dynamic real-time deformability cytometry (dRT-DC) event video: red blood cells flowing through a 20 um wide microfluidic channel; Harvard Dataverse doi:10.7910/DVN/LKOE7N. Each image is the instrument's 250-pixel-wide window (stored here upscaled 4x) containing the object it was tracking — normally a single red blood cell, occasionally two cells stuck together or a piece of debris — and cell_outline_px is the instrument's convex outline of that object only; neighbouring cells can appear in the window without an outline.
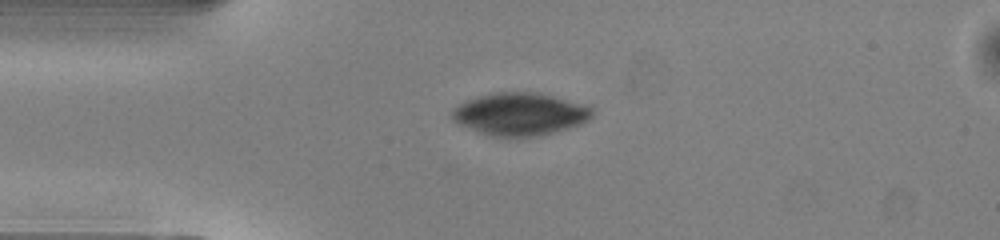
{"species": "common noctule bat (a hibernating species)", "species_latin": "Nyctalus noctula", "temperature_condition": "warm", "stored_images_in_passage": 33, "camera_frame_rate_fps": 3000, "um_per_image_px": 0.085, "animal": {"sex": "male", "body_mass_g": 13.0, "forearm_length_mm": 53.1}, "frame": {"image": 1, "passage_image": 1, "time_ms": 0.0, "image_size_px": [1000, 240], "cell_outline_px": [[592, 116], [588, 120], [580, 124], [556, 132], [540, 136], [516, 140], [508, 140], [488, 136], [456, 124], [452, 120], [452, 112], [460, 104], [476, 96], [492, 92], [536, 92], [552, 96], [580, 104], [592, 108]], "centroid_in_image_um": [44.13, 9.75], "position_along_channel_um": 40.9, "area_um2": 35.49}}
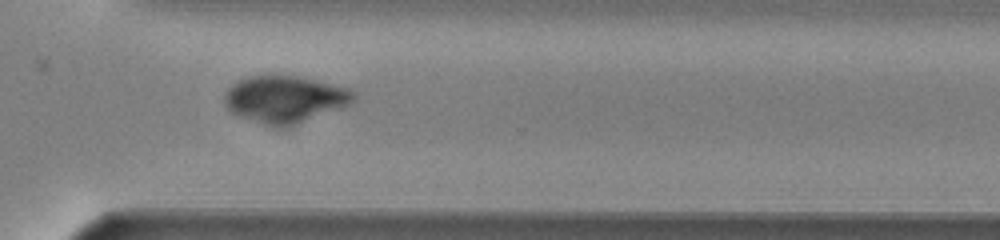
{"frame": {"image": 2, "passage_image": 25, "time_ms": 8.0, "image_size_px": [1000, 240], "cell_outline_px": [[356, 96], [348, 104], [296, 124], [284, 128], [276, 128], [264, 124], [232, 112], [224, 104], [224, 92], [236, 80], [244, 76], [296, 76], [348, 88], [356, 92]], "centroid_in_image_um": [24.15, 8.42], "position_along_channel_um": 346.4, "area_um2": 34.85}}
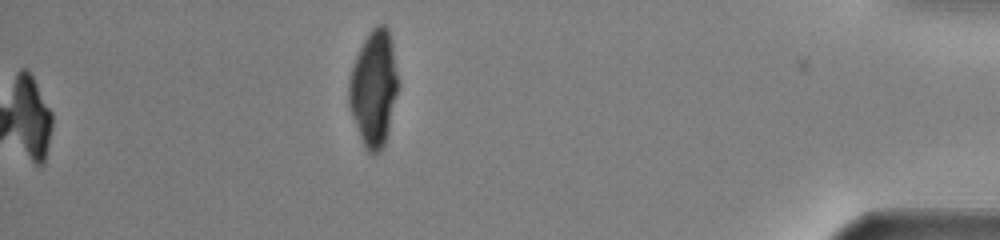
{"frame": {"image": 3, "passage_image": 33, "time_ms": 10.667, "image_size_px": [1000, 240], "cell_outline_px": [[400, 84], [384, 148], [380, 152], [372, 156], [364, 148], [348, 108], [348, 80], [356, 56], [368, 32], [376, 24], [384, 24], [388, 28], [392, 40], [400, 80]], "centroid_in_image_um": [31.79, 7.53], "position_along_channel_um": 403.4, "area_um2": 34.28}}